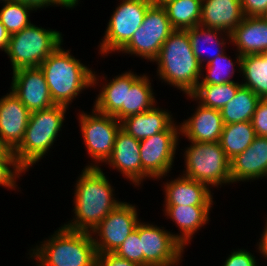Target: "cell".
<instances>
[{
  "label": "cell",
  "instance_id": "6da1fadb",
  "mask_svg": "<svg viewBox=\"0 0 267 266\" xmlns=\"http://www.w3.org/2000/svg\"><path fill=\"white\" fill-rule=\"evenodd\" d=\"M74 192V218L63 227L72 231L92 232L121 201L100 167H85Z\"/></svg>",
  "mask_w": 267,
  "mask_h": 266
},
{
  "label": "cell",
  "instance_id": "7a4b0ae2",
  "mask_svg": "<svg viewBox=\"0 0 267 266\" xmlns=\"http://www.w3.org/2000/svg\"><path fill=\"white\" fill-rule=\"evenodd\" d=\"M69 51L60 45L39 66L53 102L67 107L83 90L99 82L96 72L71 56Z\"/></svg>",
  "mask_w": 267,
  "mask_h": 266
},
{
  "label": "cell",
  "instance_id": "3957f363",
  "mask_svg": "<svg viewBox=\"0 0 267 266\" xmlns=\"http://www.w3.org/2000/svg\"><path fill=\"white\" fill-rule=\"evenodd\" d=\"M153 62L158 65L157 76L186 95L200 82L203 69L193 53L187 30L175 29Z\"/></svg>",
  "mask_w": 267,
  "mask_h": 266
},
{
  "label": "cell",
  "instance_id": "277c9868",
  "mask_svg": "<svg viewBox=\"0 0 267 266\" xmlns=\"http://www.w3.org/2000/svg\"><path fill=\"white\" fill-rule=\"evenodd\" d=\"M58 229L48 240L31 248L29 254L38 261L37 266H96L97 252L90 232L63 226Z\"/></svg>",
  "mask_w": 267,
  "mask_h": 266
},
{
  "label": "cell",
  "instance_id": "5b68a950",
  "mask_svg": "<svg viewBox=\"0 0 267 266\" xmlns=\"http://www.w3.org/2000/svg\"><path fill=\"white\" fill-rule=\"evenodd\" d=\"M67 106L54 105L51 108L35 111L25 130L24 138L14 150L18 163L28 171L32 165L39 162L56 141L61 131Z\"/></svg>",
  "mask_w": 267,
  "mask_h": 266
},
{
  "label": "cell",
  "instance_id": "8992f818",
  "mask_svg": "<svg viewBox=\"0 0 267 266\" xmlns=\"http://www.w3.org/2000/svg\"><path fill=\"white\" fill-rule=\"evenodd\" d=\"M62 42L61 32L31 24L10 35L6 54L10 58L13 71L39 67Z\"/></svg>",
  "mask_w": 267,
  "mask_h": 266
},
{
  "label": "cell",
  "instance_id": "52a82bcc",
  "mask_svg": "<svg viewBox=\"0 0 267 266\" xmlns=\"http://www.w3.org/2000/svg\"><path fill=\"white\" fill-rule=\"evenodd\" d=\"M191 143L190 147H185L183 176L212 187L232 183L230 159L219 142Z\"/></svg>",
  "mask_w": 267,
  "mask_h": 266
},
{
  "label": "cell",
  "instance_id": "ba28073f",
  "mask_svg": "<svg viewBox=\"0 0 267 266\" xmlns=\"http://www.w3.org/2000/svg\"><path fill=\"white\" fill-rule=\"evenodd\" d=\"M174 30L165 9L162 6L151 5L144 15L142 25L119 53L135 54L134 56L153 62L158 57L163 43Z\"/></svg>",
  "mask_w": 267,
  "mask_h": 266
},
{
  "label": "cell",
  "instance_id": "9c48e42d",
  "mask_svg": "<svg viewBox=\"0 0 267 266\" xmlns=\"http://www.w3.org/2000/svg\"><path fill=\"white\" fill-rule=\"evenodd\" d=\"M114 10L105 35L100 42L99 53L108 55L119 52L132 38L134 32L142 25L143 18L152 5L150 0H120Z\"/></svg>",
  "mask_w": 267,
  "mask_h": 266
},
{
  "label": "cell",
  "instance_id": "30bf717a",
  "mask_svg": "<svg viewBox=\"0 0 267 266\" xmlns=\"http://www.w3.org/2000/svg\"><path fill=\"white\" fill-rule=\"evenodd\" d=\"M79 114L80 131L89 156L93 159L85 167H99L98 163H105L111 156L115 138L121 128V122L114 116L96 111L92 114L83 111ZM97 163V164H96Z\"/></svg>",
  "mask_w": 267,
  "mask_h": 266
},
{
  "label": "cell",
  "instance_id": "8fae6325",
  "mask_svg": "<svg viewBox=\"0 0 267 266\" xmlns=\"http://www.w3.org/2000/svg\"><path fill=\"white\" fill-rule=\"evenodd\" d=\"M179 135L180 126L173 123L166 131L140 141L142 182L147 178L159 180L172 170Z\"/></svg>",
  "mask_w": 267,
  "mask_h": 266
},
{
  "label": "cell",
  "instance_id": "7c38bea8",
  "mask_svg": "<svg viewBox=\"0 0 267 266\" xmlns=\"http://www.w3.org/2000/svg\"><path fill=\"white\" fill-rule=\"evenodd\" d=\"M139 222L135 205L122 201L91 232L97 254L115 252Z\"/></svg>",
  "mask_w": 267,
  "mask_h": 266
},
{
  "label": "cell",
  "instance_id": "4fadbf2b",
  "mask_svg": "<svg viewBox=\"0 0 267 266\" xmlns=\"http://www.w3.org/2000/svg\"><path fill=\"white\" fill-rule=\"evenodd\" d=\"M139 237L143 266L179 265L184 247L178 241V233L173 234L163 227L139 222Z\"/></svg>",
  "mask_w": 267,
  "mask_h": 266
},
{
  "label": "cell",
  "instance_id": "5bb4252c",
  "mask_svg": "<svg viewBox=\"0 0 267 266\" xmlns=\"http://www.w3.org/2000/svg\"><path fill=\"white\" fill-rule=\"evenodd\" d=\"M10 89L31 113L56 105L51 98L49 87L40 67L21 68L13 71Z\"/></svg>",
  "mask_w": 267,
  "mask_h": 266
},
{
  "label": "cell",
  "instance_id": "9a60e30c",
  "mask_svg": "<svg viewBox=\"0 0 267 266\" xmlns=\"http://www.w3.org/2000/svg\"><path fill=\"white\" fill-rule=\"evenodd\" d=\"M30 114L12 91L0 98V138L10 149L22 142Z\"/></svg>",
  "mask_w": 267,
  "mask_h": 266
},
{
  "label": "cell",
  "instance_id": "2e32d148",
  "mask_svg": "<svg viewBox=\"0 0 267 266\" xmlns=\"http://www.w3.org/2000/svg\"><path fill=\"white\" fill-rule=\"evenodd\" d=\"M105 163L121 172L135 186L142 183L140 141L122 128L116 135L112 154Z\"/></svg>",
  "mask_w": 267,
  "mask_h": 266
},
{
  "label": "cell",
  "instance_id": "e0dca14e",
  "mask_svg": "<svg viewBox=\"0 0 267 266\" xmlns=\"http://www.w3.org/2000/svg\"><path fill=\"white\" fill-rule=\"evenodd\" d=\"M231 182L267 177V137L256 136L251 145L230 160Z\"/></svg>",
  "mask_w": 267,
  "mask_h": 266
},
{
  "label": "cell",
  "instance_id": "ac0fdd59",
  "mask_svg": "<svg viewBox=\"0 0 267 266\" xmlns=\"http://www.w3.org/2000/svg\"><path fill=\"white\" fill-rule=\"evenodd\" d=\"M195 110L189 119L180 123V134L190 142H219L224 126L220 110L200 103Z\"/></svg>",
  "mask_w": 267,
  "mask_h": 266
},
{
  "label": "cell",
  "instance_id": "d6986e66",
  "mask_svg": "<svg viewBox=\"0 0 267 266\" xmlns=\"http://www.w3.org/2000/svg\"><path fill=\"white\" fill-rule=\"evenodd\" d=\"M165 206H212L213 194L208 185L186 176L164 183Z\"/></svg>",
  "mask_w": 267,
  "mask_h": 266
},
{
  "label": "cell",
  "instance_id": "ffe728a7",
  "mask_svg": "<svg viewBox=\"0 0 267 266\" xmlns=\"http://www.w3.org/2000/svg\"><path fill=\"white\" fill-rule=\"evenodd\" d=\"M244 17L241 0H202L199 25L230 34Z\"/></svg>",
  "mask_w": 267,
  "mask_h": 266
},
{
  "label": "cell",
  "instance_id": "44dd1931",
  "mask_svg": "<svg viewBox=\"0 0 267 266\" xmlns=\"http://www.w3.org/2000/svg\"><path fill=\"white\" fill-rule=\"evenodd\" d=\"M241 56L263 54L267 50V21L261 16H245L230 33V40Z\"/></svg>",
  "mask_w": 267,
  "mask_h": 266
},
{
  "label": "cell",
  "instance_id": "7402d4cb",
  "mask_svg": "<svg viewBox=\"0 0 267 266\" xmlns=\"http://www.w3.org/2000/svg\"><path fill=\"white\" fill-rule=\"evenodd\" d=\"M172 115L166 109L154 106L144 113L129 116L121 121V128L138 141L166 131L173 123Z\"/></svg>",
  "mask_w": 267,
  "mask_h": 266
},
{
  "label": "cell",
  "instance_id": "603a6c76",
  "mask_svg": "<svg viewBox=\"0 0 267 266\" xmlns=\"http://www.w3.org/2000/svg\"><path fill=\"white\" fill-rule=\"evenodd\" d=\"M212 206H165V216H169L181 230L178 241L187 246L193 234L209 222V213Z\"/></svg>",
  "mask_w": 267,
  "mask_h": 266
},
{
  "label": "cell",
  "instance_id": "cb8c5ba5",
  "mask_svg": "<svg viewBox=\"0 0 267 266\" xmlns=\"http://www.w3.org/2000/svg\"><path fill=\"white\" fill-rule=\"evenodd\" d=\"M138 77L139 75L129 71L103 84L93 108L100 113L114 116L125 105L126 86H131Z\"/></svg>",
  "mask_w": 267,
  "mask_h": 266
},
{
  "label": "cell",
  "instance_id": "d4e9b609",
  "mask_svg": "<svg viewBox=\"0 0 267 266\" xmlns=\"http://www.w3.org/2000/svg\"><path fill=\"white\" fill-rule=\"evenodd\" d=\"M149 77L140 75L131 86H126L125 105L114 115L120 122L132 115L144 113L155 106V96Z\"/></svg>",
  "mask_w": 267,
  "mask_h": 266
},
{
  "label": "cell",
  "instance_id": "484cf974",
  "mask_svg": "<svg viewBox=\"0 0 267 266\" xmlns=\"http://www.w3.org/2000/svg\"><path fill=\"white\" fill-rule=\"evenodd\" d=\"M188 36L190 38L191 47L195 57L198 59L199 63L201 64L202 68L204 66L203 62H207L208 64L211 60L216 58L217 56L221 55L225 51L226 41L230 39V34H225L226 32L219 30V29H212V28H205L200 25L194 26L192 28L186 29ZM225 34V37L223 34ZM223 35V36H222ZM222 37V38H221ZM228 38V40H227ZM226 40V41H225ZM214 44V45H213ZM209 47L212 45V48H205V46ZM216 45V47H215ZM222 46V47H221ZM215 48L213 52L210 49ZM207 53L208 57H203L205 55L204 52ZM210 54V55H209Z\"/></svg>",
  "mask_w": 267,
  "mask_h": 266
},
{
  "label": "cell",
  "instance_id": "4316f807",
  "mask_svg": "<svg viewBox=\"0 0 267 266\" xmlns=\"http://www.w3.org/2000/svg\"><path fill=\"white\" fill-rule=\"evenodd\" d=\"M233 60L244 77L242 86L249 88L260 98H267V58L263 54L241 56L236 54Z\"/></svg>",
  "mask_w": 267,
  "mask_h": 266
},
{
  "label": "cell",
  "instance_id": "83f0119b",
  "mask_svg": "<svg viewBox=\"0 0 267 266\" xmlns=\"http://www.w3.org/2000/svg\"><path fill=\"white\" fill-rule=\"evenodd\" d=\"M260 99L252 90L241 86L234 98L220 110L224 125L237 122H251Z\"/></svg>",
  "mask_w": 267,
  "mask_h": 266
},
{
  "label": "cell",
  "instance_id": "f1b7e54d",
  "mask_svg": "<svg viewBox=\"0 0 267 266\" xmlns=\"http://www.w3.org/2000/svg\"><path fill=\"white\" fill-rule=\"evenodd\" d=\"M255 130L251 122H237L223 126L219 144L231 160L244 152L254 141Z\"/></svg>",
  "mask_w": 267,
  "mask_h": 266
},
{
  "label": "cell",
  "instance_id": "f546056e",
  "mask_svg": "<svg viewBox=\"0 0 267 266\" xmlns=\"http://www.w3.org/2000/svg\"><path fill=\"white\" fill-rule=\"evenodd\" d=\"M162 7L174 29L186 30L200 23L202 0H172Z\"/></svg>",
  "mask_w": 267,
  "mask_h": 266
},
{
  "label": "cell",
  "instance_id": "4dcf8cb0",
  "mask_svg": "<svg viewBox=\"0 0 267 266\" xmlns=\"http://www.w3.org/2000/svg\"><path fill=\"white\" fill-rule=\"evenodd\" d=\"M242 86L239 82L224 84L197 85L196 89L187 97L199 100L197 103L217 110H221Z\"/></svg>",
  "mask_w": 267,
  "mask_h": 266
},
{
  "label": "cell",
  "instance_id": "1f68e13d",
  "mask_svg": "<svg viewBox=\"0 0 267 266\" xmlns=\"http://www.w3.org/2000/svg\"><path fill=\"white\" fill-rule=\"evenodd\" d=\"M4 4L0 9V21L10 35L20 32L32 24L29 15L30 11L35 10L34 8L15 1H8Z\"/></svg>",
  "mask_w": 267,
  "mask_h": 266
},
{
  "label": "cell",
  "instance_id": "d6a6232c",
  "mask_svg": "<svg viewBox=\"0 0 267 266\" xmlns=\"http://www.w3.org/2000/svg\"><path fill=\"white\" fill-rule=\"evenodd\" d=\"M225 54L226 53L224 52L205 65L204 68H206V75L203 76V74H201V82H199L198 85H219L235 82L231 79L236 70L234 68L235 63L232 62V59Z\"/></svg>",
  "mask_w": 267,
  "mask_h": 266
},
{
  "label": "cell",
  "instance_id": "836d02e7",
  "mask_svg": "<svg viewBox=\"0 0 267 266\" xmlns=\"http://www.w3.org/2000/svg\"><path fill=\"white\" fill-rule=\"evenodd\" d=\"M13 168V169H10ZM26 170L18 163L14 150L9 149L0 157V185L9 189H15L16 178Z\"/></svg>",
  "mask_w": 267,
  "mask_h": 266
},
{
  "label": "cell",
  "instance_id": "e575fe53",
  "mask_svg": "<svg viewBox=\"0 0 267 266\" xmlns=\"http://www.w3.org/2000/svg\"><path fill=\"white\" fill-rule=\"evenodd\" d=\"M118 256L143 266V252L139 237V223L136 229L125 239L122 245L114 252Z\"/></svg>",
  "mask_w": 267,
  "mask_h": 266
},
{
  "label": "cell",
  "instance_id": "d590c367",
  "mask_svg": "<svg viewBox=\"0 0 267 266\" xmlns=\"http://www.w3.org/2000/svg\"><path fill=\"white\" fill-rule=\"evenodd\" d=\"M251 124L256 136L267 137V98L259 100Z\"/></svg>",
  "mask_w": 267,
  "mask_h": 266
},
{
  "label": "cell",
  "instance_id": "8d00e7d4",
  "mask_svg": "<svg viewBox=\"0 0 267 266\" xmlns=\"http://www.w3.org/2000/svg\"><path fill=\"white\" fill-rule=\"evenodd\" d=\"M222 266H258L254 254L245 249L233 250Z\"/></svg>",
  "mask_w": 267,
  "mask_h": 266
},
{
  "label": "cell",
  "instance_id": "74e56055",
  "mask_svg": "<svg viewBox=\"0 0 267 266\" xmlns=\"http://www.w3.org/2000/svg\"><path fill=\"white\" fill-rule=\"evenodd\" d=\"M15 2L24 3L28 6H31L35 10L39 8H44L47 6H61L65 7L66 9H72L77 6L79 0H12Z\"/></svg>",
  "mask_w": 267,
  "mask_h": 266
},
{
  "label": "cell",
  "instance_id": "f35d334b",
  "mask_svg": "<svg viewBox=\"0 0 267 266\" xmlns=\"http://www.w3.org/2000/svg\"><path fill=\"white\" fill-rule=\"evenodd\" d=\"M96 266H139L137 263L128 261L114 252L97 254Z\"/></svg>",
  "mask_w": 267,
  "mask_h": 266
},
{
  "label": "cell",
  "instance_id": "ab89813d",
  "mask_svg": "<svg viewBox=\"0 0 267 266\" xmlns=\"http://www.w3.org/2000/svg\"><path fill=\"white\" fill-rule=\"evenodd\" d=\"M244 16H263L267 11V0H241Z\"/></svg>",
  "mask_w": 267,
  "mask_h": 266
},
{
  "label": "cell",
  "instance_id": "60d3db41",
  "mask_svg": "<svg viewBox=\"0 0 267 266\" xmlns=\"http://www.w3.org/2000/svg\"><path fill=\"white\" fill-rule=\"evenodd\" d=\"M10 40V34L0 21V49L6 53Z\"/></svg>",
  "mask_w": 267,
  "mask_h": 266
},
{
  "label": "cell",
  "instance_id": "b9f144b4",
  "mask_svg": "<svg viewBox=\"0 0 267 266\" xmlns=\"http://www.w3.org/2000/svg\"><path fill=\"white\" fill-rule=\"evenodd\" d=\"M259 240V244H257L259 247L257 249L260 251L259 253L262 254L264 258L266 257L265 259H267V220L263 234H261V239Z\"/></svg>",
  "mask_w": 267,
  "mask_h": 266
},
{
  "label": "cell",
  "instance_id": "7bdbcfd3",
  "mask_svg": "<svg viewBox=\"0 0 267 266\" xmlns=\"http://www.w3.org/2000/svg\"><path fill=\"white\" fill-rule=\"evenodd\" d=\"M10 148L0 138V157L3 156Z\"/></svg>",
  "mask_w": 267,
  "mask_h": 266
},
{
  "label": "cell",
  "instance_id": "ee69618b",
  "mask_svg": "<svg viewBox=\"0 0 267 266\" xmlns=\"http://www.w3.org/2000/svg\"><path fill=\"white\" fill-rule=\"evenodd\" d=\"M169 1H172V0H150L152 5H154V6H163Z\"/></svg>",
  "mask_w": 267,
  "mask_h": 266
},
{
  "label": "cell",
  "instance_id": "f6af8a7d",
  "mask_svg": "<svg viewBox=\"0 0 267 266\" xmlns=\"http://www.w3.org/2000/svg\"><path fill=\"white\" fill-rule=\"evenodd\" d=\"M262 17L267 21V11Z\"/></svg>",
  "mask_w": 267,
  "mask_h": 266
},
{
  "label": "cell",
  "instance_id": "bcb514c9",
  "mask_svg": "<svg viewBox=\"0 0 267 266\" xmlns=\"http://www.w3.org/2000/svg\"><path fill=\"white\" fill-rule=\"evenodd\" d=\"M0 1H2L1 3H6V2H8V1H12V0H0Z\"/></svg>",
  "mask_w": 267,
  "mask_h": 266
},
{
  "label": "cell",
  "instance_id": "7dc6e473",
  "mask_svg": "<svg viewBox=\"0 0 267 266\" xmlns=\"http://www.w3.org/2000/svg\"><path fill=\"white\" fill-rule=\"evenodd\" d=\"M263 55L267 58V50L263 53Z\"/></svg>",
  "mask_w": 267,
  "mask_h": 266
}]
</instances>
